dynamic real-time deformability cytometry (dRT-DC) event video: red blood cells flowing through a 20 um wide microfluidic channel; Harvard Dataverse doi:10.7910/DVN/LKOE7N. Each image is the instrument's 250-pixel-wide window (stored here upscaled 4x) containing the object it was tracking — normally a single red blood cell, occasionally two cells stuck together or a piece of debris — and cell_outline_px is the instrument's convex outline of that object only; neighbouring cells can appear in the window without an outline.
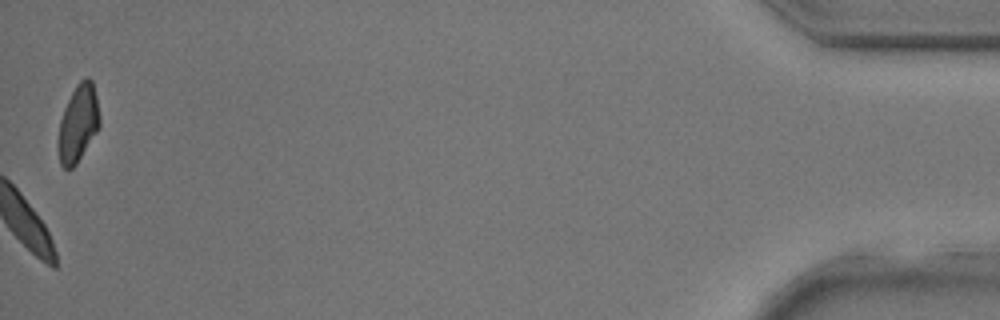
{"species": "common noctule bat (a hibernating species)", "species_latin": "Nyctalus noctula", "temperature_condition": "room temperature", "stored_images_in_passage": 29, "camera_frame_rate_fps": 3000, "um_per_image_px": 0.085, "animal": {"sex": "male", "body_mass_g": 17.9, "forearm_length_mm": 54.2}, "frame": {"image": 1, "passage_image": 29, "time_ms": 9.333, "image_size_px": [1000, 320], "cell_outline_px": [[100, 124], [96, 132], [76, 164], [72, 168], [64, 168], [60, 164], [56, 148], [56, 140], [60, 120], [64, 108], [76, 84], [84, 76], [88, 76], [92, 80], [96, 96], [100, 116]], "centroid_in_image_um": [6.61, 10.48], "position_along_channel_um": 428.6, "area_um2": 18.84}}